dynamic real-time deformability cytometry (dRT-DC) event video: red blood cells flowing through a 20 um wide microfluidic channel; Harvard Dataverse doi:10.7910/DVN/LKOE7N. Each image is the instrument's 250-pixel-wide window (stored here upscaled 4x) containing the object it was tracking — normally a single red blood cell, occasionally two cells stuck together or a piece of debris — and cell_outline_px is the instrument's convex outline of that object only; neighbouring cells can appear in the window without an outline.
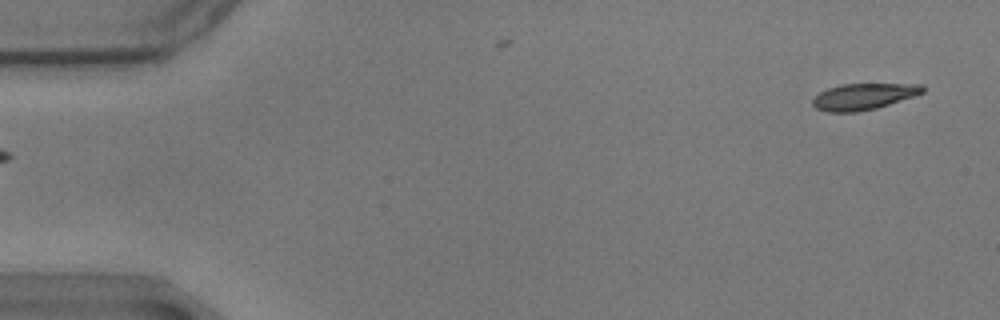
{"species": "common noctule bat (a hibernating species)", "species_latin": "Nyctalus noctula", "temperature_condition": "warm", "stored_images_in_passage": 5, "camera_frame_rate_fps": 3000, "um_per_image_px": 0.085, "animal": {"sex": "male", "body_mass_g": 17.9}, "frame": {"image": 1, "passage_image": 1, "time_ms": 0.0, "image_size_px": [1000, 320], "cell_outline_px": [[924, 92], [916, 96], [876, 108], [856, 112], [828, 112], [816, 108], [812, 104], [812, 100], [820, 92], [828, 88], [840, 84], [920, 84], [924, 88]], "centroid_in_image_um": [73.4, 8.2], "position_along_channel_um": 11.6, "area_um2": 16.82}}